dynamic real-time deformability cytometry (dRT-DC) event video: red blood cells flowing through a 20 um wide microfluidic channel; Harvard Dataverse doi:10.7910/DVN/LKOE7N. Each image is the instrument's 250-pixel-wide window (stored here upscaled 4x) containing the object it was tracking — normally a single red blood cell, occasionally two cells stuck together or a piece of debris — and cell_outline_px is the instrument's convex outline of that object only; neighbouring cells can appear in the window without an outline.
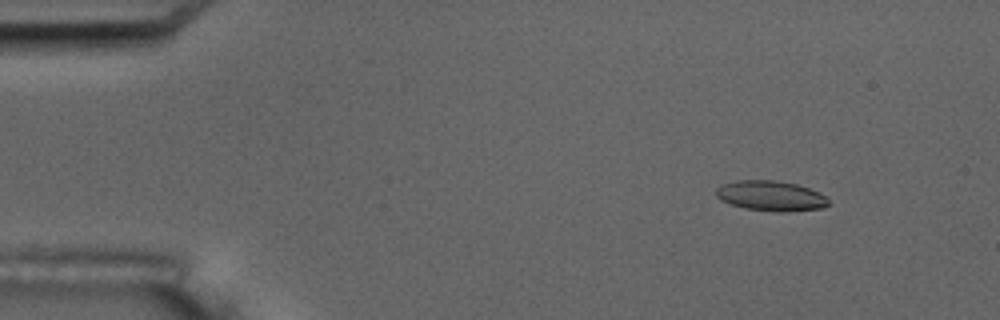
{"species": "common noctule bat (a hibernating species)", "species_latin": "Nyctalus noctula", "temperature_condition": "room temperature", "stored_images_in_passage": 5, "camera_frame_rate_fps": 3000, "um_per_image_px": 0.085, "animal": {"sex": "male", "body_mass_g": 17.5, "forearm_length_mm": 52.3}, "frame": {"image": 1, "passage_image": 2, "time_ms": 1.333, "image_size_px": [1000, 320], "cell_outline_px": [[828, 204], [824, 208], [780, 212], [776, 212], [744, 208], [720, 200], [716, 196], [716, 188], [720, 184], [736, 180], [772, 180], [796, 184], [808, 188], [824, 196], [828, 200]], "centroid_in_image_um": [65.46, 16.64], "position_along_channel_um": 19.5, "area_um2": 19.65}}